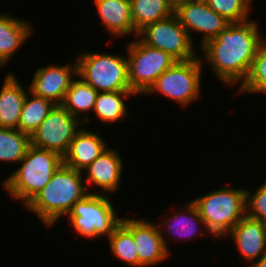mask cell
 Wrapping results in <instances>:
<instances>
[{
    "instance_id": "603a6c76",
    "label": "cell",
    "mask_w": 266,
    "mask_h": 267,
    "mask_svg": "<svg viewBox=\"0 0 266 267\" xmlns=\"http://www.w3.org/2000/svg\"><path fill=\"white\" fill-rule=\"evenodd\" d=\"M134 38L145 26L170 17L174 12L165 0H130Z\"/></svg>"
},
{
    "instance_id": "ba28073f",
    "label": "cell",
    "mask_w": 266,
    "mask_h": 267,
    "mask_svg": "<svg viewBox=\"0 0 266 267\" xmlns=\"http://www.w3.org/2000/svg\"><path fill=\"white\" fill-rule=\"evenodd\" d=\"M134 39L125 48L128 82L137 97L144 95L156 79L177 60L163 50L145 45L137 37Z\"/></svg>"
},
{
    "instance_id": "5b68a950",
    "label": "cell",
    "mask_w": 266,
    "mask_h": 267,
    "mask_svg": "<svg viewBox=\"0 0 266 267\" xmlns=\"http://www.w3.org/2000/svg\"><path fill=\"white\" fill-rule=\"evenodd\" d=\"M107 194L89 193L77 201L67 213L70 226L86 239L107 236L121 223Z\"/></svg>"
},
{
    "instance_id": "9a60e30c",
    "label": "cell",
    "mask_w": 266,
    "mask_h": 267,
    "mask_svg": "<svg viewBox=\"0 0 266 267\" xmlns=\"http://www.w3.org/2000/svg\"><path fill=\"white\" fill-rule=\"evenodd\" d=\"M250 266L266 253V224L245 215L226 235Z\"/></svg>"
},
{
    "instance_id": "4dcf8cb0",
    "label": "cell",
    "mask_w": 266,
    "mask_h": 267,
    "mask_svg": "<svg viewBox=\"0 0 266 267\" xmlns=\"http://www.w3.org/2000/svg\"><path fill=\"white\" fill-rule=\"evenodd\" d=\"M249 267H266V253Z\"/></svg>"
},
{
    "instance_id": "7c38bea8",
    "label": "cell",
    "mask_w": 266,
    "mask_h": 267,
    "mask_svg": "<svg viewBox=\"0 0 266 267\" xmlns=\"http://www.w3.org/2000/svg\"><path fill=\"white\" fill-rule=\"evenodd\" d=\"M121 223L133 234L139 256V267L161 263L171 255L165 246L158 222L147 219L123 217Z\"/></svg>"
},
{
    "instance_id": "83f0119b",
    "label": "cell",
    "mask_w": 266,
    "mask_h": 267,
    "mask_svg": "<svg viewBox=\"0 0 266 267\" xmlns=\"http://www.w3.org/2000/svg\"><path fill=\"white\" fill-rule=\"evenodd\" d=\"M214 12L223 16L230 23L249 20L253 0H205ZM252 2V3H251ZM250 14V15H249Z\"/></svg>"
},
{
    "instance_id": "8fae6325",
    "label": "cell",
    "mask_w": 266,
    "mask_h": 267,
    "mask_svg": "<svg viewBox=\"0 0 266 267\" xmlns=\"http://www.w3.org/2000/svg\"><path fill=\"white\" fill-rule=\"evenodd\" d=\"M174 14L186 29L193 43L192 31L202 34L200 48L209 40L216 38L230 22L214 12L205 0H191L179 7Z\"/></svg>"
},
{
    "instance_id": "f546056e",
    "label": "cell",
    "mask_w": 266,
    "mask_h": 267,
    "mask_svg": "<svg viewBox=\"0 0 266 267\" xmlns=\"http://www.w3.org/2000/svg\"><path fill=\"white\" fill-rule=\"evenodd\" d=\"M168 6L175 12L179 7L186 4L188 1L191 0H165Z\"/></svg>"
},
{
    "instance_id": "7402d4cb",
    "label": "cell",
    "mask_w": 266,
    "mask_h": 267,
    "mask_svg": "<svg viewBox=\"0 0 266 267\" xmlns=\"http://www.w3.org/2000/svg\"><path fill=\"white\" fill-rule=\"evenodd\" d=\"M136 96L132 91L99 92L93 112L97 120L105 124L123 121L130 113L125 100Z\"/></svg>"
},
{
    "instance_id": "e0dca14e",
    "label": "cell",
    "mask_w": 266,
    "mask_h": 267,
    "mask_svg": "<svg viewBox=\"0 0 266 267\" xmlns=\"http://www.w3.org/2000/svg\"><path fill=\"white\" fill-rule=\"evenodd\" d=\"M108 147L100 132H93L88 128L82 127L71 141L69 150L63 157V164L83 172Z\"/></svg>"
},
{
    "instance_id": "ac0fdd59",
    "label": "cell",
    "mask_w": 266,
    "mask_h": 267,
    "mask_svg": "<svg viewBox=\"0 0 266 267\" xmlns=\"http://www.w3.org/2000/svg\"><path fill=\"white\" fill-rule=\"evenodd\" d=\"M103 30L111 37L134 36V23L130 0H93Z\"/></svg>"
},
{
    "instance_id": "5bb4252c",
    "label": "cell",
    "mask_w": 266,
    "mask_h": 267,
    "mask_svg": "<svg viewBox=\"0 0 266 267\" xmlns=\"http://www.w3.org/2000/svg\"><path fill=\"white\" fill-rule=\"evenodd\" d=\"M115 148H107L84 171L86 187L95 185L99 194L112 193L119 190L123 176L124 162Z\"/></svg>"
},
{
    "instance_id": "d4e9b609",
    "label": "cell",
    "mask_w": 266,
    "mask_h": 267,
    "mask_svg": "<svg viewBox=\"0 0 266 267\" xmlns=\"http://www.w3.org/2000/svg\"><path fill=\"white\" fill-rule=\"evenodd\" d=\"M31 145L30 135L19 129L0 127V161L19 163Z\"/></svg>"
},
{
    "instance_id": "3957f363",
    "label": "cell",
    "mask_w": 266,
    "mask_h": 267,
    "mask_svg": "<svg viewBox=\"0 0 266 267\" xmlns=\"http://www.w3.org/2000/svg\"><path fill=\"white\" fill-rule=\"evenodd\" d=\"M20 163L21 166L6 177L1 185L13 200L22 201L25 207L63 165V158L53 151L30 145Z\"/></svg>"
},
{
    "instance_id": "7a4b0ae2",
    "label": "cell",
    "mask_w": 266,
    "mask_h": 267,
    "mask_svg": "<svg viewBox=\"0 0 266 267\" xmlns=\"http://www.w3.org/2000/svg\"><path fill=\"white\" fill-rule=\"evenodd\" d=\"M83 177L82 171L63 164L25 208L36 214L45 227L54 226L77 201L89 193H99L89 191Z\"/></svg>"
},
{
    "instance_id": "2e32d148",
    "label": "cell",
    "mask_w": 266,
    "mask_h": 267,
    "mask_svg": "<svg viewBox=\"0 0 266 267\" xmlns=\"http://www.w3.org/2000/svg\"><path fill=\"white\" fill-rule=\"evenodd\" d=\"M182 207L183 208H180V210L176 209V211L178 212H176L175 208H173L174 212L172 214L174 215L172 217H164L165 219L162 220L163 222H160V224L158 225L165 246L169 252H171L167 240V238H169V234H171V236L175 235V238H172V241L176 240L177 237L178 239L181 238L188 241V239L191 240V238L193 239L199 235L204 236L206 233V235H211V232L207 229L204 220L201 218L199 211L192 200H190L189 202L187 201V203ZM167 233L169 234L167 235Z\"/></svg>"
},
{
    "instance_id": "277c9868",
    "label": "cell",
    "mask_w": 266,
    "mask_h": 267,
    "mask_svg": "<svg viewBox=\"0 0 266 267\" xmlns=\"http://www.w3.org/2000/svg\"><path fill=\"white\" fill-rule=\"evenodd\" d=\"M191 200L214 240L226 237L246 215V188L221 187Z\"/></svg>"
},
{
    "instance_id": "52a82bcc",
    "label": "cell",
    "mask_w": 266,
    "mask_h": 267,
    "mask_svg": "<svg viewBox=\"0 0 266 267\" xmlns=\"http://www.w3.org/2000/svg\"><path fill=\"white\" fill-rule=\"evenodd\" d=\"M201 56L189 61H177L156 79L145 95L160 93L183 108L197 101L202 92L201 74L204 71Z\"/></svg>"
},
{
    "instance_id": "484cf974",
    "label": "cell",
    "mask_w": 266,
    "mask_h": 267,
    "mask_svg": "<svg viewBox=\"0 0 266 267\" xmlns=\"http://www.w3.org/2000/svg\"><path fill=\"white\" fill-rule=\"evenodd\" d=\"M111 254L130 267H139V256L133 234L120 223L108 237Z\"/></svg>"
},
{
    "instance_id": "ffe728a7",
    "label": "cell",
    "mask_w": 266,
    "mask_h": 267,
    "mask_svg": "<svg viewBox=\"0 0 266 267\" xmlns=\"http://www.w3.org/2000/svg\"><path fill=\"white\" fill-rule=\"evenodd\" d=\"M27 91L14 73L6 74L0 90V127L18 129Z\"/></svg>"
},
{
    "instance_id": "30bf717a",
    "label": "cell",
    "mask_w": 266,
    "mask_h": 267,
    "mask_svg": "<svg viewBox=\"0 0 266 267\" xmlns=\"http://www.w3.org/2000/svg\"><path fill=\"white\" fill-rule=\"evenodd\" d=\"M83 124L62 105H55L46 119L31 134V145L53 151L63 158Z\"/></svg>"
},
{
    "instance_id": "d6986e66",
    "label": "cell",
    "mask_w": 266,
    "mask_h": 267,
    "mask_svg": "<svg viewBox=\"0 0 266 267\" xmlns=\"http://www.w3.org/2000/svg\"><path fill=\"white\" fill-rule=\"evenodd\" d=\"M33 31L32 25L24 18L14 17L6 12L0 14V69L6 67Z\"/></svg>"
},
{
    "instance_id": "cb8c5ba5",
    "label": "cell",
    "mask_w": 266,
    "mask_h": 267,
    "mask_svg": "<svg viewBox=\"0 0 266 267\" xmlns=\"http://www.w3.org/2000/svg\"><path fill=\"white\" fill-rule=\"evenodd\" d=\"M27 91V96L19 119L18 129L31 136V134L46 119L55 104L50 100L34 95L29 89Z\"/></svg>"
},
{
    "instance_id": "9c48e42d",
    "label": "cell",
    "mask_w": 266,
    "mask_h": 267,
    "mask_svg": "<svg viewBox=\"0 0 266 267\" xmlns=\"http://www.w3.org/2000/svg\"><path fill=\"white\" fill-rule=\"evenodd\" d=\"M137 38L147 46L169 53L177 61L192 60L198 57L197 51H200L175 14L145 26L138 32Z\"/></svg>"
},
{
    "instance_id": "4316f807",
    "label": "cell",
    "mask_w": 266,
    "mask_h": 267,
    "mask_svg": "<svg viewBox=\"0 0 266 267\" xmlns=\"http://www.w3.org/2000/svg\"><path fill=\"white\" fill-rule=\"evenodd\" d=\"M238 93H266V38L263 39L261 48L257 51L250 72Z\"/></svg>"
},
{
    "instance_id": "4fadbf2b",
    "label": "cell",
    "mask_w": 266,
    "mask_h": 267,
    "mask_svg": "<svg viewBox=\"0 0 266 267\" xmlns=\"http://www.w3.org/2000/svg\"><path fill=\"white\" fill-rule=\"evenodd\" d=\"M77 76V60L74 64H49L36 69L28 88L34 95L50 100L55 105H62L67 90Z\"/></svg>"
},
{
    "instance_id": "6da1fadb",
    "label": "cell",
    "mask_w": 266,
    "mask_h": 267,
    "mask_svg": "<svg viewBox=\"0 0 266 267\" xmlns=\"http://www.w3.org/2000/svg\"><path fill=\"white\" fill-rule=\"evenodd\" d=\"M258 26L254 19L230 23L216 38L200 48L202 61L208 62L213 74L223 84L232 87L240 83L241 86L246 80L264 39Z\"/></svg>"
},
{
    "instance_id": "44dd1931",
    "label": "cell",
    "mask_w": 266,
    "mask_h": 267,
    "mask_svg": "<svg viewBox=\"0 0 266 267\" xmlns=\"http://www.w3.org/2000/svg\"><path fill=\"white\" fill-rule=\"evenodd\" d=\"M67 90L62 106L74 117L83 123L90 122V112L95 106L98 91L86 83L79 76L76 77Z\"/></svg>"
},
{
    "instance_id": "f1b7e54d",
    "label": "cell",
    "mask_w": 266,
    "mask_h": 267,
    "mask_svg": "<svg viewBox=\"0 0 266 267\" xmlns=\"http://www.w3.org/2000/svg\"><path fill=\"white\" fill-rule=\"evenodd\" d=\"M246 189V215L266 223V181L253 193Z\"/></svg>"
},
{
    "instance_id": "8992f818",
    "label": "cell",
    "mask_w": 266,
    "mask_h": 267,
    "mask_svg": "<svg viewBox=\"0 0 266 267\" xmlns=\"http://www.w3.org/2000/svg\"><path fill=\"white\" fill-rule=\"evenodd\" d=\"M76 60L78 76L96 91H132L125 55L86 51L79 53Z\"/></svg>"
}]
</instances>
